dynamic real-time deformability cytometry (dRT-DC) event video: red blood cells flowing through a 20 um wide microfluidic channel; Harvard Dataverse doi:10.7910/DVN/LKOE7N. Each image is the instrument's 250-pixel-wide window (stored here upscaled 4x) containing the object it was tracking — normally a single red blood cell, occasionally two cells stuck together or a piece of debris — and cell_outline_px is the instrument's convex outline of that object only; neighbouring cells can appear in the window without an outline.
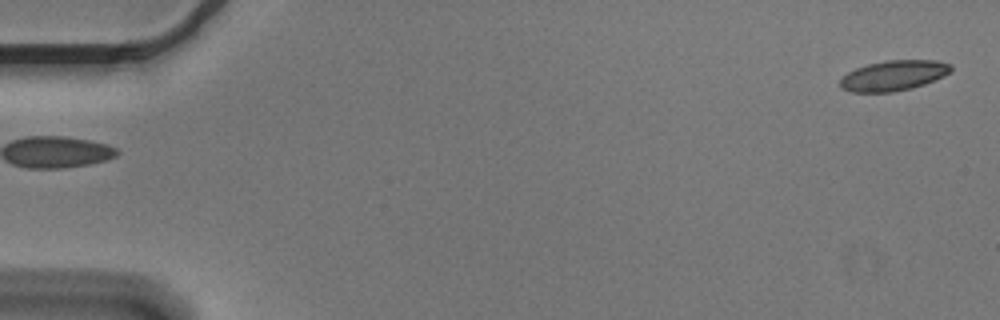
{"species": "Egyptian fruit bat (a non-hibernating species)", "species_latin": "Rousettus aegyptiacus", "temperature_condition": "cold", "stored_images_in_passage": 5, "segment_of_instrument_passage": [2, 2], "camera_frame_rate_fps": 3000, "um_per_image_px": 0.085, "animal": {"sex": "male"}, "frame": {"image": 1, "passage_image": 5, "time_ms": 1.333, "image_size_px": [1000, 320], "cell_outline_px": [[952, 72], [944, 76], [924, 84], [912, 88], [892, 92], [852, 92], [840, 88], [840, 80], [848, 72], [856, 68], [868, 64], [884, 60], [936, 60], [952, 64]], "centroid_in_image_um": [75.98, 6.41], "position_along_channel_um": 9.0, "area_um2": 19.65}}